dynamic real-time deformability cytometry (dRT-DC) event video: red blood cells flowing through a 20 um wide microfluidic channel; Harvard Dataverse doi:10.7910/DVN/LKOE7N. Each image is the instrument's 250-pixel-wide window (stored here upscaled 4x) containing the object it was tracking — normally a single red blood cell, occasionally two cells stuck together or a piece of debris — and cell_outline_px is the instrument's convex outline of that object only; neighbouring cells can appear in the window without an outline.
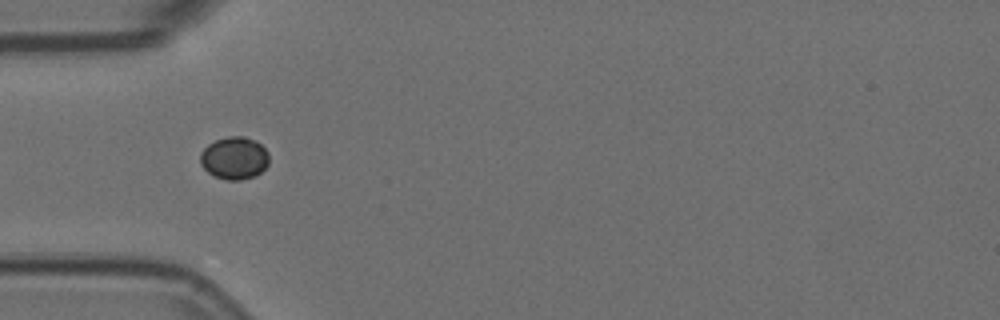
{"species": "Egyptian fruit bat (a non-hibernating species)", "species_latin": "Rousettus aegyptiacus", "temperature_condition": "room temperature", "stored_images_in_passage": 15, "camera_frame_rate_fps": 3000, "um_per_image_px": 0.085, "animal": {"sex": "female"}, "frame": {"image": 1, "passage_image": 5, "time_ms": 1.333, "image_size_px": [1000, 320], "cell_outline_px": [[268, 164], [256, 176], [240, 180], [228, 180], [212, 176], [200, 164], [200, 152], [208, 144], [216, 140], [228, 136], [244, 136], [256, 140], [268, 152]], "centroid_in_image_um": [19.9, 13.43], "position_along_channel_um": 65.1, "area_um2": 17.17}}
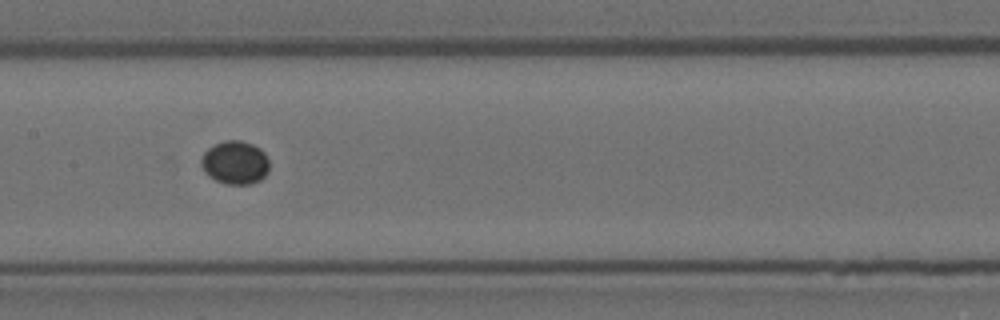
{"frame": {"image": 2, "passage_image": 8, "time_ms": 2.333, "image_size_px": [1000, 320], "cell_outline_px": [[268, 172], [260, 180], [252, 184], [228, 184], [216, 180], [204, 172], [200, 164], [200, 160], [204, 152], [208, 148], [224, 140], [240, 140], [252, 144], [260, 148], [264, 152], [268, 160]], "centroid_in_image_um": [19.97, 13.81], "position_along_channel_um": 187.4, "area_um2": 17.22}}
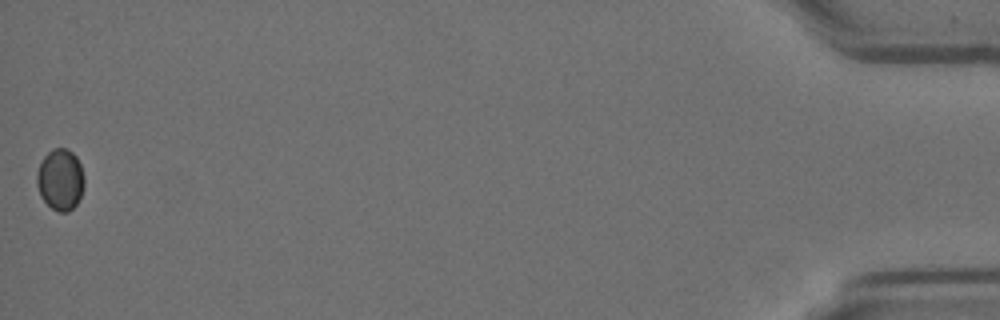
{"frame": {"image": 3, "passage_image": 15, "time_ms": 4.667, "image_size_px": [1000, 320], "cell_outline_px": [[84, 184], [80, 196], [76, 204], [68, 212], [60, 212], [52, 208], [40, 196], [36, 184], [36, 176], [40, 164], [44, 156], [52, 148], [64, 148], [72, 152], [76, 156], [80, 164], [84, 176]], "centroid_in_image_um": [5.12, 15.25], "position_along_channel_um": 430.1, "area_um2": 16.88}}